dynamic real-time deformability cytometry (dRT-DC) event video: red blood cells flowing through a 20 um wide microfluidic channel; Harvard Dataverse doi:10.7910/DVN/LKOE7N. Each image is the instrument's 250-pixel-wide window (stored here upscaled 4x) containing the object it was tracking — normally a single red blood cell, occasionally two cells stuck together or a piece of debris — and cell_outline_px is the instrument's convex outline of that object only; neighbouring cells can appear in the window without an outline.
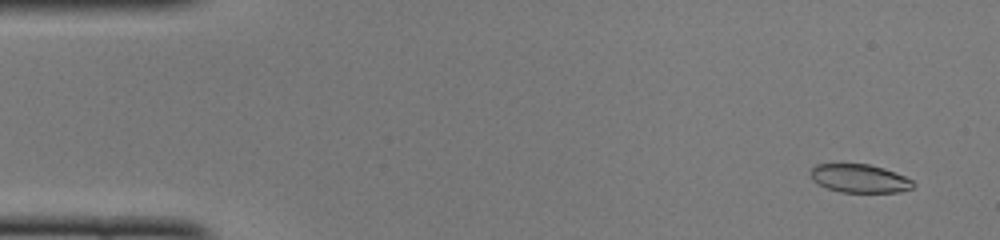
{"species": "common noctule bat (a hibernating species)", "species_latin": "Nyctalus noctula", "temperature_condition": "cold", "stored_images_in_passage": 50, "camera_frame_rate_fps": 3000, "um_per_image_px": 0.085, "animal": {"sex": "female", "body_mass_g": 22.0, "forearm_length_mm": 56.7}, "frame": {"image": 1, "passage_image": 3, "time_ms": 0.667, "image_size_px": [1000, 240], "cell_outline_px": [[916, 184], [912, 188], [900, 192], [840, 192], [816, 184], [812, 180], [808, 172], [816, 164], [868, 164], [884, 168], [904, 176], [912, 180]], "centroid_in_image_um": [73.03, 15.17], "position_along_channel_um": 12.0, "area_um2": 17.11}}
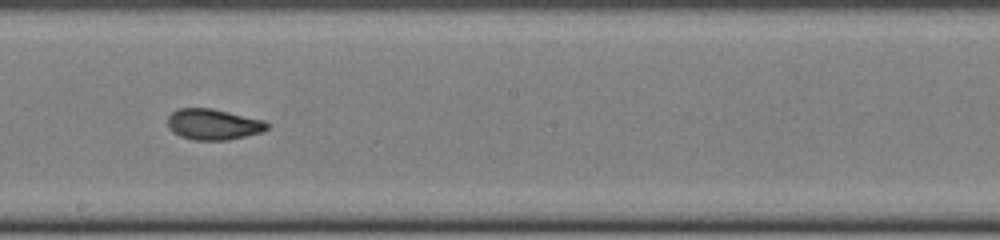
{"frame": {"image": 2, "passage_image": 28, "time_ms": 9.0, "image_size_px": [1000, 240], "cell_outline_px": [[268, 128], [260, 132], [228, 140], [192, 140], [180, 136], [172, 132], [168, 128], [168, 116], [176, 108], [212, 108], [264, 120], [268, 124]], "centroid_in_image_um": [18.08, 10.56], "position_along_channel_um": 230.1, "area_um2": 17.92}}
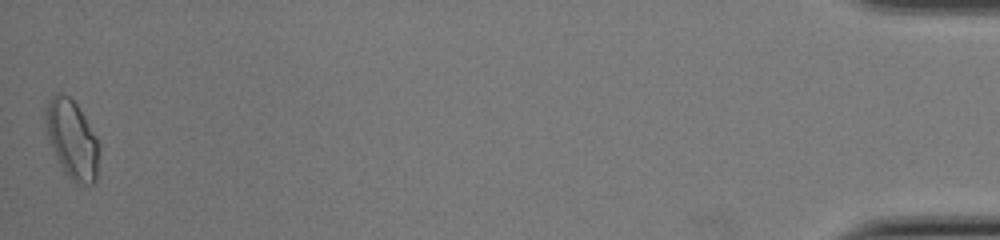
{"frame": {"image": 3, "passage_image": 50, "time_ms": 16.333, "image_size_px": [1000, 240], "cell_outline_px": [[100, 148], [96, 180], [92, 184], [76, 184], [72, 180], [64, 168], [48, 136], [44, 120], [44, 112], [48, 100], [56, 92], [60, 92], [68, 96], [76, 104], [84, 116], [96, 136]], "centroid_in_image_um": [6.15, 11.8], "position_along_channel_um": 429.1, "area_um2": 23.99}, "authors_computed_cell_mechanics": {"area_um2": 18.2648, "velocity_mm_per_s": 3.9931, "shape_relaxation_time_tau1_ms": 5.8655, "shape_relaxation_time_tau2_ms": 1.3187, "deformation_change_tau1": 0.1702, "deformation_change_tau2": 0.066}}